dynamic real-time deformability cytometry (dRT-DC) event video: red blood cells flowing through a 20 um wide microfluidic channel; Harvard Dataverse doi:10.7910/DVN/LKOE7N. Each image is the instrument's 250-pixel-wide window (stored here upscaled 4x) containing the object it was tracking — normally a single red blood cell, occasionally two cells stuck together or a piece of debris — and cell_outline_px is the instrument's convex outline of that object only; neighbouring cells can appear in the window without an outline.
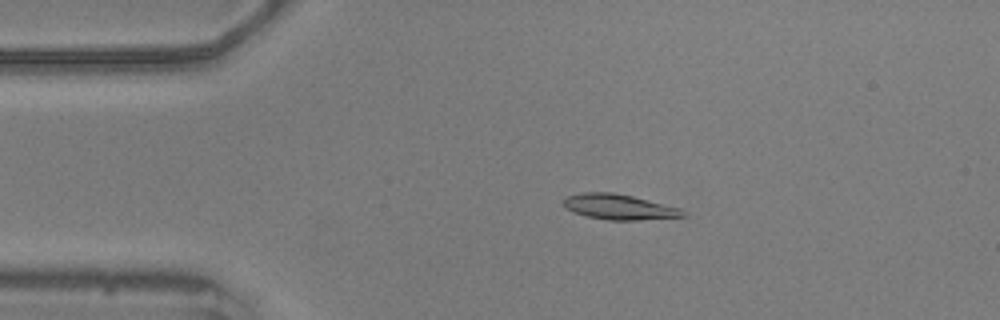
{"species": "common noctule bat (a hibernating species)", "species_latin": "Nyctalus noctula", "temperature_condition": "warm", "stored_images_in_passage": 50, "camera_frame_rate_fps": 3000, "um_per_image_px": 0.085, "animal": {"sex": "male", "body_mass_g": 20.5, "forearm_length_mm": 52.5}, "frame": {"image": 1, "passage_image": 5, "time_ms": 1.333, "image_size_px": [1000, 320], "cell_outline_px": [[688, 216], [640, 220], [608, 220], [588, 216], [572, 212], [564, 208], [564, 200], [568, 196], [584, 192], [612, 192], [632, 196], [680, 208]], "centroid_in_image_um": [52.62, 17.59], "position_along_channel_um": 32.4, "area_um2": 17.51}}
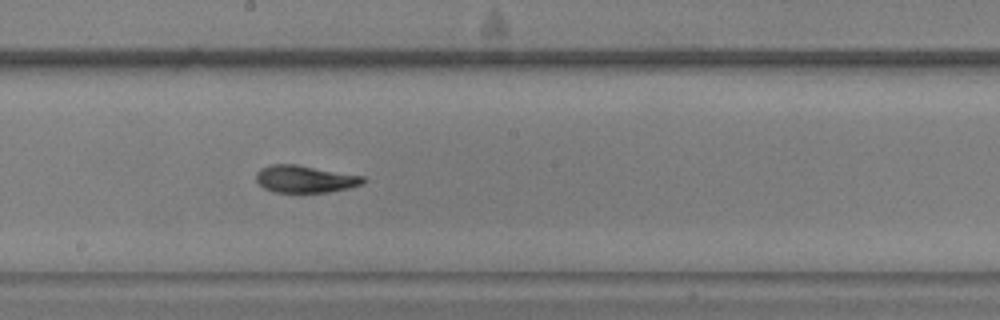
{"frame": {"image": 2, "passage_image": 24, "time_ms": 7.667, "image_size_px": [1000, 320], "cell_outline_px": [[368, 180], [364, 184], [348, 188], [328, 192], [272, 192], [264, 188], [256, 180], [256, 172], [260, 168], [272, 164], [296, 164], [364, 176]], "centroid_in_image_um": [25.94, 15.21], "position_along_channel_um": 222.3, "area_um2": 17.11}}
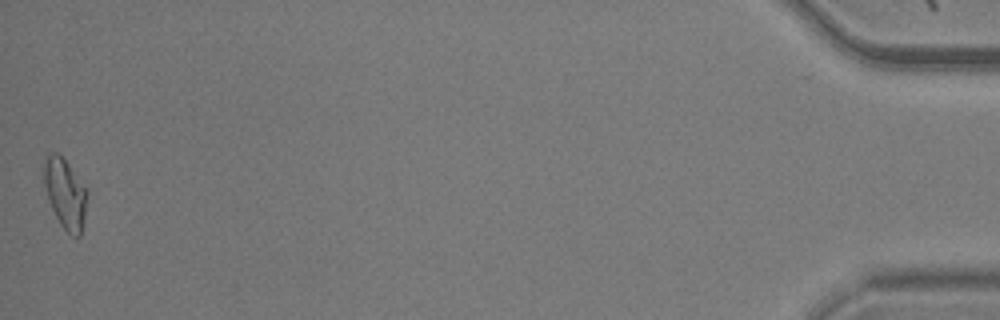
{"frame": {"image": 3, "passage_image": 50, "time_ms": 16.333, "image_size_px": [1000, 320], "cell_outline_px": [[88, 192], [84, 220], [80, 236], [72, 236], [60, 224], [48, 200], [44, 184], [44, 164], [48, 152], [56, 152], [68, 164], [88, 188]], "centroid_in_image_um": [5.56, 16.45], "position_along_channel_um": 429.6, "area_um2": 17.57}, "authors_computed_cell_mechanics": {"area_um2": 17.0221, "velocity_mm_per_s": 3.5701, "shape_relaxation_time_tau1_ms": 6.0567, "shape_relaxation_time_tau2_ms": 2.4967, "deformation_change_tau1": 0.1643, "deformation_change_tau2": 0.0763}}